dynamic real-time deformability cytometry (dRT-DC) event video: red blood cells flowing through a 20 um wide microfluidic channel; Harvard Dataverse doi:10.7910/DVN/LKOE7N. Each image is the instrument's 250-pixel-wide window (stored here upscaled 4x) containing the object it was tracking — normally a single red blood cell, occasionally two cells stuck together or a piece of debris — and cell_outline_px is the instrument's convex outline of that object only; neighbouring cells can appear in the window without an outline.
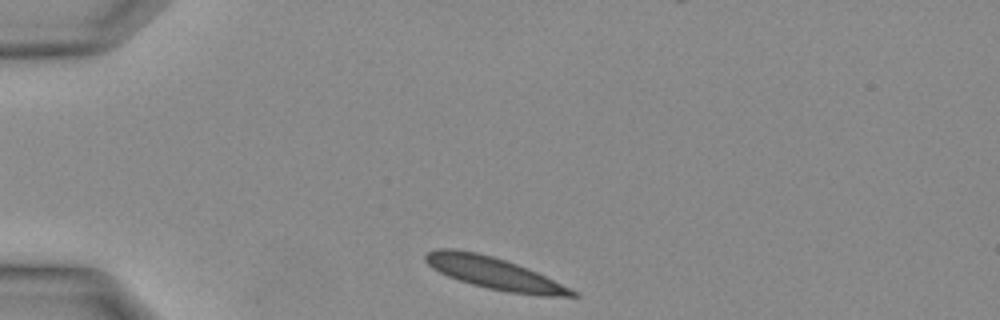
{"species": "Egyptian fruit bat (a non-hibernating species)", "species_latin": "Rousettus aegyptiacus", "temperature_condition": "warm", "stored_images_in_passage": 23, "camera_frame_rate_fps": 3000, "um_per_image_px": 0.085, "animal": {"sex": "female"}, "frame": {"image": 1, "passage_image": 1, "time_ms": 0.0, "image_size_px": [1000, 320], "cell_outline_px": [[580, 296], [536, 296], [508, 292], [488, 288], [472, 284], [448, 276], [432, 268], [424, 260], [424, 256], [428, 252], [436, 248], [452, 248], [476, 252], [492, 256], [516, 264], [536, 272], [572, 288]], "centroid_in_image_um": [42.0, 23.23], "position_along_channel_um": 43.0, "area_um2": 27.11}}
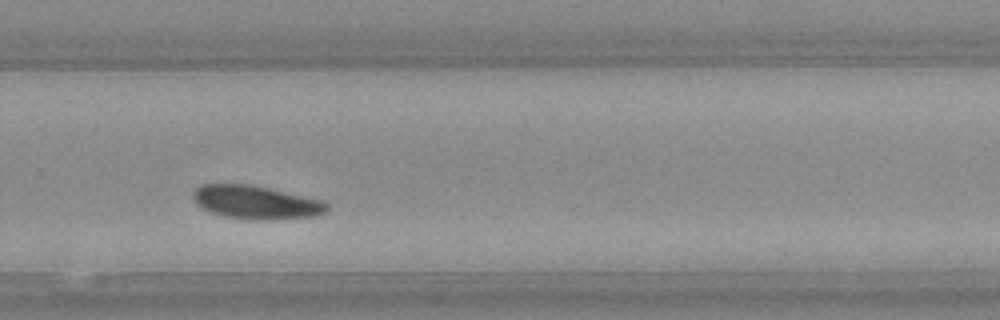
{"frame": {"image": 2, "passage_image": 16, "time_ms": 5.0, "image_size_px": [1000, 320], "cell_outline_px": [[328, 208], [324, 212], [316, 216], [268, 220], [248, 220], [224, 216], [212, 212], [196, 204], [192, 196], [196, 188], [204, 184], [248, 184], [328, 200]], "centroid_in_image_um": [21.82, 17.2], "position_along_channel_um": 308.0, "area_um2": 26.24}}
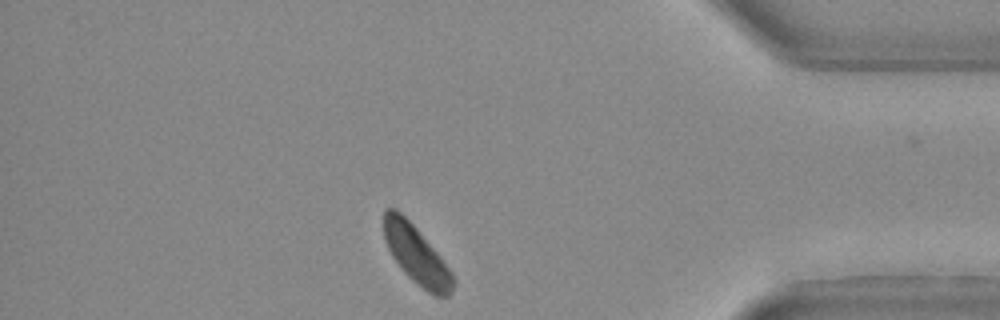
{"frame": {"image": 3, "passage_image": 22, "time_ms": 7.0, "image_size_px": [1000, 320], "cell_outline_px": [[456, 280], [448, 296], [436, 296], [428, 292], [416, 284], [400, 268], [392, 256], [384, 240], [384, 208], [396, 208], [416, 228], [436, 252], [452, 272]], "centroid_in_image_um": [35.38, 21.67], "position_along_channel_um": 399.8, "area_um2": 23.18}}